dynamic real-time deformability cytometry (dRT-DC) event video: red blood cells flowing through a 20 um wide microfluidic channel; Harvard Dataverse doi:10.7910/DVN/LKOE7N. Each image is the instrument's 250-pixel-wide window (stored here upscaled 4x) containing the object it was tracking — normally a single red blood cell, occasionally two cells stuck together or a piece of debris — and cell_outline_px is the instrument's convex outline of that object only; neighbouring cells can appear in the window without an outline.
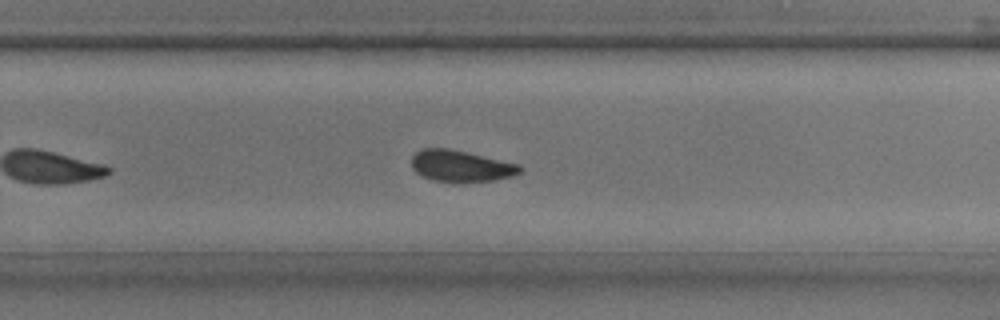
{"species": "common noctule bat (a hibernating species)", "species_latin": "Nyctalus noctula", "temperature_condition": "room temperature", "stored_images_in_passage": 25, "camera_frame_rate_fps": 3000, "um_per_image_px": 0.085, "animal": {"sex": "male", "body_mass_g": 17.9, "forearm_length_mm": 54.2}, "frame": {"image": 1, "passage_image": 15, "time_ms": 4.667, "image_size_px": [1000, 320], "cell_outline_px": [[524, 168], [520, 172], [512, 176], [492, 180], [432, 180], [416, 172], [412, 168], [412, 156], [420, 148], [448, 148], [520, 164]], "centroid_in_image_um": [39.17, 14.07], "position_along_channel_um": 290.6, "area_um2": 19.31}}